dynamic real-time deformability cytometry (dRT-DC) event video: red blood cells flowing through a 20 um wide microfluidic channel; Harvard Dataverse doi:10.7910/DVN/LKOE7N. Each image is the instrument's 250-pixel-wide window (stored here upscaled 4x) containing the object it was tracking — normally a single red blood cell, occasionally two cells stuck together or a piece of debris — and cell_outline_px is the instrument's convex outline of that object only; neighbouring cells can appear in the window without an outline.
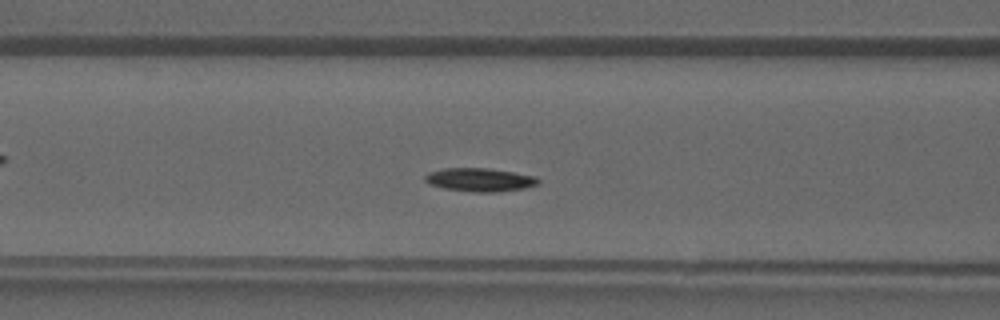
{"species": "common noctule bat (a hibernating species)", "species_latin": "Nyctalus noctula", "temperature_condition": "warm", "stored_images_in_passage": 36, "camera_frame_rate_fps": 3000, "um_per_image_px": 0.085, "animal": {"sex": "male", "forearm_length_mm": 52.5}, "frame": {"image": 1, "passage_image": 12, "time_ms": 3.667, "image_size_px": [1000, 320], "cell_outline_px": [[540, 184], [524, 188], [500, 192], [476, 192], [444, 188], [428, 184], [424, 180], [424, 176], [428, 172], [444, 168], [488, 168], [536, 176], [540, 180]], "centroid_in_image_um": [40.79, 15.28], "position_along_channel_um": 125.8, "area_um2": 15.55}}
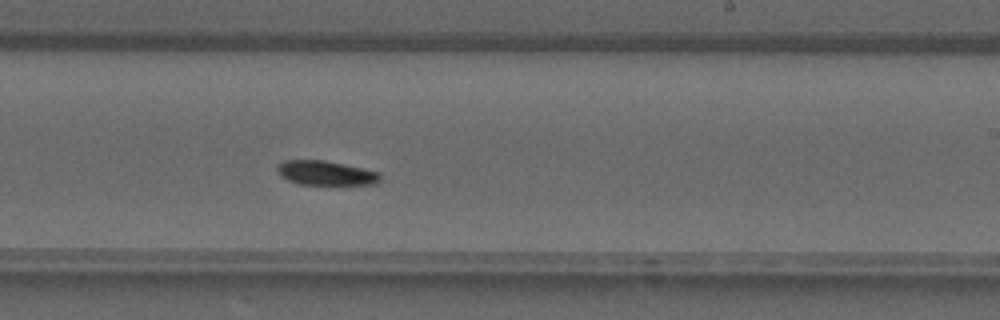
{"frame": {"image": 2, "passage_image": 20, "time_ms": 6.333, "image_size_px": [1000, 320], "cell_outline_px": [[380, 180], [376, 184], [300, 184], [288, 180], [280, 176], [276, 172], [276, 164], [284, 160], [324, 160], [360, 168], [376, 172], [380, 176]], "centroid_in_image_um": [27.59, 14.7], "position_along_channel_um": 261.4, "area_um2": 14.45}}
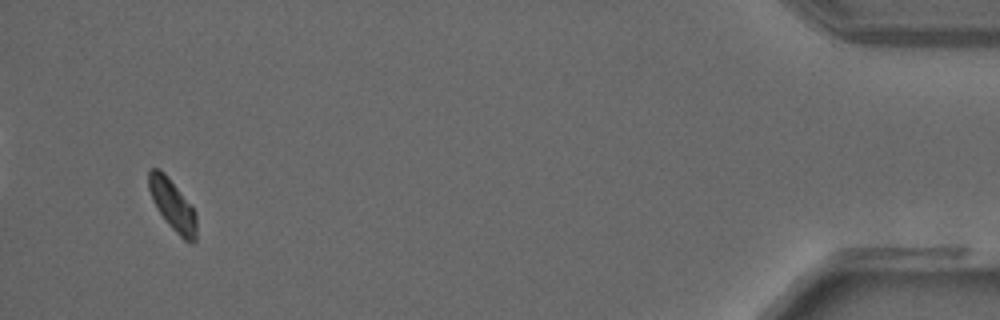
{"frame": {"image": 3, "passage_image": 34, "time_ms": 11.0, "image_size_px": [1000, 320], "cell_outline_px": [[196, 240], [192, 244], [184, 240], [172, 228], [156, 208], [152, 200], [148, 188], [148, 172], [152, 168], [160, 168], [164, 172], [196, 212]], "centroid_in_image_um": [14.65, 17.43], "position_along_channel_um": 420.5, "area_um2": 14.05}}